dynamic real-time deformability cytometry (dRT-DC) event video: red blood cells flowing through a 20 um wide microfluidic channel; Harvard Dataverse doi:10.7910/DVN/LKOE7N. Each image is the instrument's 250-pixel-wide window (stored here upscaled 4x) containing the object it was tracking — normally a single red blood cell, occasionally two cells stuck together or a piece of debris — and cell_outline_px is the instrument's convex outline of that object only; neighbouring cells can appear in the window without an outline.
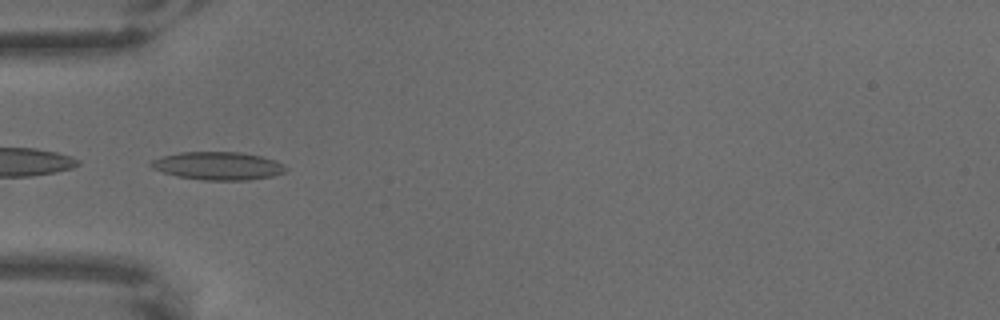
{"species": "common noctule bat (a hibernating species)", "species_latin": "Nyctalus noctula", "temperature_condition": "warm", "stored_images_in_passage": 7, "camera_frame_rate_fps": 3000, "um_per_image_px": 0.085, "animal": {"sex": "male", "body_mass_g": 18.8}, "frame": {"image": 1, "passage_image": 6, "time_ms": 1.667, "image_size_px": [1000, 320], "cell_outline_px": [[288, 168], [284, 172], [272, 176], [248, 180], [204, 180], [176, 176], [152, 168], [148, 164], [152, 160], [160, 156], [180, 152], [240, 152], [260, 156], [276, 160], [284, 164]], "centroid_in_image_um": [18.52, 14.09], "position_along_channel_um": 66.5, "area_um2": 22.08}}